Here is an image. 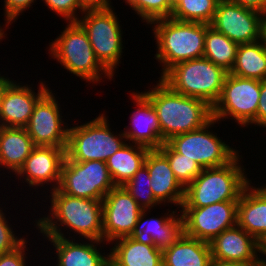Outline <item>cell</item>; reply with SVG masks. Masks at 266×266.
Wrapping results in <instances>:
<instances>
[{
	"label": "cell",
	"mask_w": 266,
	"mask_h": 266,
	"mask_svg": "<svg viewBox=\"0 0 266 266\" xmlns=\"http://www.w3.org/2000/svg\"><path fill=\"white\" fill-rule=\"evenodd\" d=\"M49 193L48 214L32 221L41 236L103 241V200L66 195L58 188Z\"/></svg>",
	"instance_id": "obj_1"
},
{
	"label": "cell",
	"mask_w": 266,
	"mask_h": 266,
	"mask_svg": "<svg viewBox=\"0 0 266 266\" xmlns=\"http://www.w3.org/2000/svg\"><path fill=\"white\" fill-rule=\"evenodd\" d=\"M142 93L151 101L158 117L163 143L207 124L212 107L204 100L174 92L160 78ZM151 89V90H150Z\"/></svg>",
	"instance_id": "obj_2"
},
{
	"label": "cell",
	"mask_w": 266,
	"mask_h": 266,
	"mask_svg": "<svg viewBox=\"0 0 266 266\" xmlns=\"http://www.w3.org/2000/svg\"><path fill=\"white\" fill-rule=\"evenodd\" d=\"M156 54L153 57L161 66V78L174 65L203 57L206 30L210 24L185 22L169 18L152 21Z\"/></svg>",
	"instance_id": "obj_3"
},
{
	"label": "cell",
	"mask_w": 266,
	"mask_h": 266,
	"mask_svg": "<svg viewBox=\"0 0 266 266\" xmlns=\"http://www.w3.org/2000/svg\"><path fill=\"white\" fill-rule=\"evenodd\" d=\"M243 157L239 153L227 165L203 169L185 188L181 208H200L217 202L238 201L252 181L246 172L248 169L242 164Z\"/></svg>",
	"instance_id": "obj_4"
},
{
	"label": "cell",
	"mask_w": 266,
	"mask_h": 266,
	"mask_svg": "<svg viewBox=\"0 0 266 266\" xmlns=\"http://www.w3.org/2000/svg\"><path fill=\"white\" fill-rule=\"evenodd\" d=\"M65 25L59 36L48 44L49 56L60 63L66 72L80 77L88 85H98L105 79L114 80L96 58L83 28L77 22H65Z\"/></svg>",
	"instance_id": "obj_5"
},
{
	"label": "cell",
	"mask_w": 266,
	"mask_h": 266,
	"mask_svg": "<svg viewBox=\"0 0 266 266\" xmlns=\"http://www.w3.org/2000/svg\"><path fill=\"white\" fill-rule=\"evenodd\" d=\"M79 122L80 125L70 124L68 129L66 156L72 161L106 162L127 142L122 130L114 133L110 128L109 117L105 112L90 121Z\"/></svg>",
	"instance_id": "obj_6"
},
{
	"label": "cell",
	"mask_w": 266,
	"mask_h": 266,
	"mask_svg": "<svg viewBox=\"0 0 266 266\" xmlns=\"http://www.w3.org/2000/svg\"><path fill=\"white\" fill-rule=\"evenodd\" d=\"M228 72L202 57L180 62L160 79L174 92L206 101L211 107L218 101Z\"/></svg>",
	"instance_id": "obj_7"
},
{
	"label": "cell",
	"mask_w": 266,
	"mask_h": 266,
	"mask_svg": "<svg viewBox=\"0 0 266 266\" xmlns=\"http://www.w3.org/2000/svg\"><path fill=\"white\" fill-rule=\"evenodd\" d=\"M115 8L86 11L76 21L86 32L95 56L101 65L114 77L122 62L123 26Z\"/></svg>",
	"instance_id": "obj_8"
},
{
	"label": "cell",
	"mask_w": 266,
	"mask_h": 266,
	"mask_svg": "<svg viewBox=\"0 0 266 266\" xmlns=\"http://www.w3.org/2000/svg\"><path fill=\"white\" fill-rule=\"evenodd\" d=\"M219 124L212 118L203 127L191 132L176 135L167 143L184 157L193 160L203 169L216 168L227 165L239 153H242L219 137L218 131H213L212 127ZM211 129V130H210ZM230 145V146H229Z\"/></svg>",
	"instance_id": "obj_9"
},
{
	"label": "cell",
	"mask_w": 266,
	"mask_h": 266,
	"mask_svg": "<svg viewBox=\"0 0 266 266\" xmlns=\"http://www.w3.org/2000/svg\"><path fill=\"white\" fill-rule=\"evenodd\" d=\"M260 96V80L242 78L228 73L221 95L212 107L217 121L234 120L240 128L256 127V113Z\"/></svg>",
	"instance_id": "obj_10"
},
{
	"label": "cell",
	"mask_w": 266,
	"mask_h": 266,
	"mask_svg": "<svg viewBox=\"0 0 266 266\" xmlns=\"http://www.w3.org/2000/svg\"><path fill=\"white\" fill-rule=\"evenodd\" d=\"M114 187L106 162H76L65 156L58 187L62 193L79 198L103 200Z\"/></svg>",
	"instance_id": "obj_11"
},
{
	"label": "cell",
	"mask_w": 266,
	"mask_h": 266,
	"mask_svg": "<svg viewBox=\"0 0 266 266\" xmlns=\"http://www.w3.org/2000/svg\"><path fill=\"white\" fill-rule=\"evenodd\" d=\"M56 94L50 88L37 101L24 127L35 146L67 148L69 124L62 116V105L58 101L61 99Z\"/></svg>",
	"instance_id": "obj_12"
},
{
	"label": "cell",
	"mask_w": 266,
	"mask_h": 266,
	"mask_svg": "<svg viewBox=\"0 0 266 266\" xmlns=\"http://www.w3.org/2000/svg\"><path fill=\"white\" fill-rule=\"evenodd\" d=\"M238 201L217 202L200 208H181L184 234L210 243L222 231L237 225Z\"/></svg>",
	"instance_id": "obj_13"
},
{
	"label": "cell",
	"mask_w": 266,
	"mask_h": 266,
	"mask_svg": "<svg viewBox=\"0 0 266 266\" xmlns=\"http://www.w3.org/2000/svg\"><path fill=\"white\" fill-rule=\"evenodd\" d=\"M263 14L237 4L220 0L210 26L240 44L262 39Z\"/></svg>",
	"instance_id": "obj_14"
},
{
	"label": "cell",
	"mask_w": 266,
	"mask_h": 266,
	"mask_svg": "<svg viewBox=\"0 0 266 266\" xmlns=\"http://www.w3.org/2000/svg\"><path fill=\"white\" fill-rule=\"evenodd\" d=\"M142 212L123 186H115L102 201L103 242L131 236Z\"/></svg>",
	"instance_id": "obj_15"
},
{
	"label": "cell",
	"mask_w": 266,
	"mask_h": 266,
	"mask_svg": "<svg viewBox=\"0 0 266 266\" xmlns=\"http://www.w3.org/2000/svg\"><path fill=\"white\" fill-rule=\"evenodd\" d=\"M65 156L66 148L35 146L24 165L15 174V180L22 181L19 184L25 182L29 188L35 189L38 195H43L42 192L39 194V191H36V189L39 190L38 188L46 189L45 193L57 189L61 180V167ZM47 187L49 188L47 189Z\"/></svg>",
	"instance_id": "obj_16"
},
{
	"label": "cell",
	"mask_w": 266,
	"mask_h": 266,
	"mask_svg": "<svg viewBox=\"0 0 266 266\" xmlns=\"http://www.w3.org/2000/svg\"><path fill=\"white\" fill-rule=\"evenodd\" d=\"M21 82V83H20ZM41 79L37 89L33 83L13 80L3 94L0 111L1 127H25L33 113L37 101L50 89L49 84ZM33 88H32V87ZM37 90V91H36ZM37 93H36V92Z\"/></svg>",
	"instance_id": "obj_17"
},
{
	"label": "cell",
	"mask_w": 266,
	"mask_h": 266,
	"mask_svg": "<svg viewBox=\"0 0 266 266\" xmlns=\"http://www.w3.org/2000/svg\"><path fill=\"white\" fill-rule=\"evenodd\" d=\"M172 209H166L167 213L160 217L155 215L151 218L148 216L151 210H143L131 237L140 243L155 245L162 251L171 247L184 233L180 210Z\"/></svg>",
	"instance_id": "obj_18"
},
{
	"label": "cell",
	"mask_w": 266,
	"mask_h": 266,
	"mask_svg": "<svg viewBox=\"0 0 266 266\" xmlns=\"http://www.w3.org/2000/svg\"><path fill=\"white\" fill-rule=\"evenodd\" d=\"M131 91H133L131 93ZM130 99L136 106L131 117V123L122 130L127 142L139 144L149 149H159L163 144L157 113L151 101L138 90H130Z\"/></svg>",
	"instance_id": "obj_19"
},
{
	"label": "cell",
	"mask_w": 266,
	"mask_h": 266,
	"mask_svg": "<svg viewBox=\"0 0 266 266\" xmlns=\"http://www.w3.org/2000/svg\"><path fill=\"white\" fill-rule=\"evenodd\" d=\"M56 251L55 266H104L109 250H102L107 243L93 239H67L43 236ZM105 244V245H104ZM102 245V246H101ZM98 247V248H97ZM104 251V252H102ZM106 251V252H105Z\"/></svg>",
	"instance_id": "obj_20"
},
{
	"label": "cell",
	"mask_w": 266,
	"mask_h": 266,
	"mask_svg": "<svg viewBox=\"0 0 266 266\" xmlns=\"http://www.w3.org/2000/svg\"><path fill=\"white\" fill-rule=\"evenodd\" d=\"M144 165L149 172L155 199L162 206H175L180 210L184 202L185 188L175 178L167 157L159 149H149Z\"/></svg>",
	"instance_id": "obj_21"
},
{
	"label": "cell",
	"mask_w": 266,
	"mask_h": 266,
	"mask_svg": "<svg viewBox=\"0 0 266 266\" xmlns=\"http://www.w3.org/2000/svg\"><path fill=\"white\" fill-rule=\"evenodd\" d=\"M210 247L212 259L246 264L263 253V245L238 225L222 231L210 242Z\"/></svg>",
	"instance_id": "obj_22"
},
{
	"label": "cell",
	"mask_w": 266,
	"mask_h": 266,
	"mask_svg": "<svg viewBox=\"0 0 266 266\" xmlns=\"http://www.w3.org/2000/svg\"><path fill=\"white\" fill-rule=\"evenodd\" d=\"M252 181L243 190L237 206V225L261 245L266 242V189Z\"/></svg>",
	"instance_id": "obj_23"
},
{
	"label": "cell",
	"mask_w": 266,
	"mask_h": 266,
	"mask_svg": "<svg viewBox=\"0 0 266 266\" xmlns=\"http://www.w3.org/2000/svg\"><path fill=\"white\" fill-rule=\"evenodd\" d=\"M35 147L31 137L24 127H1L0 126V173L15 175L24 165L25 160ZM3 168V169H2ZM12 172V174H11Z\"/></svg>",
	"instance_id": "obj_24"
},
{
	"label": "cell",
	"mask_w": 266,
	"mask_h": 266,
	"mask_svg": "<svg viewBox=\"0 0 266 266\" xmlns=\"http://www.w3.org/2000/svg\"><path fill=\"white\" fill-rule=\"evenodd\" d=\"M210 243L189 237L184 233L162 251L163 266H210Z\"/></svg>",
	"instance_id": "obj_25"
},
{
	"label": "cell",
	"mask_w": 266,
	"mask_h": 266,
	"mask_svg": "<svg viewBox=\"0 0 266 266\" xmlns=\"http://www.w3.org/2000/svg\"><path fill=\"white\" fill-rule=\"evenodd\" d=\"M108 246L109 254L123 266H163L161 249L140 243L131 236L116 239Z\"/></svg>",
	"instance_id": "obj_26"
},
{
	"label": "cell",
	"mask_w": 266,
	"mask_h": 266,
	"mask_svg": "<svg viewBox=\"0 0 266 266\" xmlns=\"http://www.w3.org/2000/svg\"><path fill=\"white\" fill-rule=\"evenodd\" d=\"M149 148L126 142L106 161L115 186H124L144 165Z\"/></svg>",
	"instance_id": "obj_27"
},
{
	"label": "cell",
	"mask_w": 266,
	"mask_h": 266,
	"mask_svg": "<svg viewBox=\"0 0 266 266\" xmlns=\"http://www.w3.org/2000/svg\"><path fill=\"white\" fill-rule=\"evenodd\" d=\"M231 74L256 80L266 79V44L261 39L238 45Z\"/></svg>",
	"instance_id": "obj_28"
},
{
	"label": "cell",
	"mask_w": 266,
	"mask_h": 266,
	"mask_svg": "<svg viewBox=\"0 0 266 266\" xmlns=\"http://www.w3.org/2000/svg\"><path fill=\"white\" fill-rule=\"evenodd\" d=\"M238 44L211 26L206 30L203 57L230 73L236 59Z\"/></svg>",
	"instance_id": "obj_29"
},
{
	"label": "cell",
	"mask_w": 266,
	"mask_h": 266,
	"mask_svg": "<svg viewBox=\"0 0 266 266\" xmlns=\"http://www.w3.org/2000/svg\"><path fill=\"white\" fill-rule=\"evenodd\" d=\"M220 0H177L173 5L171 18L185 21L210 24Z\"/></svg>",
	"instance_id": "obj_30"
},
{
	"label": "cell",
	"mask_w": 266,
	"mask_h": 266,
	"mask_svg": "<svg viewBox=\"0 0 266 266\" xmlns=\"http://www.w3.org/2000/svg\"><path fill=\"white\" fill-rule=\"evenodd\" d=\"M123 187L143 210L162 207L153 195L149 172L145 165Z\"/></svg>",
	"instance_id": "obj_31"
},
{
	"label": "cell",
	"mask_w": 266,
	"mask_h": 266,
	"mask_svg": "<svg viewBox=\"0 0 266 266\" xmlns=\"http://www.w3.org/2000/svg\"><path fill=\"white\" fill-rule=\"evenodd\" d=\"M159 150L167 157L175 178L184 188L192 183L203 170L193 160L177 153L167 142L163 143Z\"/></svg>",
	"instance_id": "obj_32"
},
{
	"label": "cell",
	"mask_w": 266,
	"mask_h": 266,
	"mask_svg": "<svg viewBox=\"0 0 266 266\" xmlns=\"http://www.w3.org/2000/svg\"><path fill=\"white\" fill-rule=\"evenodd\" d=\"M125 6H129L141 18L142 22L149 24L162 18H169L173 12V4L170 0H127Z\"/></svg>",
	"instance_id": "obj_33"
},
{
	"label": "cell",
	"mask_w": 266,
	"mask_h": 266,
	"mask_svg": "<svg viewBox=\"0 0 266 266\" xmlns=\"http://www.w3.org/2000/svg\"><path fill=\"white\" fill-rule=\"evenodd\" d=\"M4 208L6 209L5 206H0V255L14 251L27 239L25 236L16 235L17 229L14 231Z\"/></svg>",
	"instance_id": "obj_34"
},
{
	"label": "cell",
	"mask_w": 266,
	"mask_h": 266,
	"mask_svg": "<svg viewBox=\"0 0 266 266\" xmlns=\"http://www.w3.org/2000/svg\"><path fill=\"white\" fill-rule=\"evenodd\" d=\"M49 10L65 22H76L84 12L80 9L79 0H41ZM79 13V14H78Z\"/></svg>",
	"instance_id": "obj_35"
},
{
	"label": "cell",
	"mask_w": 266,
	"mask_h": 266,
	"mask_svg": "<svg viewBox=\"0 0 266 266\" xmlns=\"http://www.w3.org/2000/svg\"><path fill=\"white\" fill-rule=\"evenodd\" d=\"M37 2V0H4V24L2 25L6 29H11V26L14 22H17L19 16L23 15L22 13L26 12V10H29V8H32L31 6L34 5V3ZM10 26V27H9Z\"/></svg>",
	"instance_id": "obj_36"
},
{
	"label": "cell",
	"mask_w": 266,
	"mask_h": 266,
	"mask_svg": "<svg viewBox=\"0 0 266 266\" xmlns=\"http://www.w3.org/2000/svg\"><path fill=\"white\" fill-rule=\"evenodd\" d=\"M29 240L26 239L19 247H17L14 251L1 254L0 255V266H29L30 264L27 262L28 259V250L29 247L27 244ZM27 251V252H26ZM27 255V256H26Z\"/></svg>",
	"instance_id": "obj_37"
},
{
	"label": "cell",
	"mask_w": 266,
	"mask_h": 266,
	"mask_svg": "<svg viewBox=\"0 0 266 266\" xmlns=\"http://www.w3.org/2000/svg\"><path fill=\"white\" fill-rule=\"evenodd\" d=\"M256 127L266 130V79L260 81L259 104L256 113ZM266 134V132H265Z\"/></svg>",
	"instance_id": "obj_38"
},
{
	"label": "cell",
	"mask_w": 266,
	"mask_h": 266,
	"mask_svg": "<svg viewBox=\"0 0 266 266\" xmlns=\"http://www.w3.org/2000/svg\"><path fill=\"white\" fill-rule=\"evenodd\" d=\"M111 1L112 0H79V5L83 12L106 10L114 7Z\"/></svg>",
	"instance_id": "obj_39"
},
{
	"label": "cell",
	"mask_w": 266,
	"mask_h": 266,
	"mask_svg": "<svg viewBox=\"0 0 266 266\" xmlns=\"http://www.w3.org/2000/svg\"><path fill=\"white\" fill-rule=\"evenodd\" d=\"M230 3L255 10L261 14L266 13V0H227Z\"/></svg>",
	"instance_id": "obj_40"
},
{
	"label": "cell",
	"mask_w": 266,
	"mask_h": 266,
	"mask_svg": "<svg viewBox=\"0 0 266 266\" xmlns=\"http://www.w3.org/2000/svg\"><path fill=\"white\" fill-rule=\"evenodd\" d=\"M1 73L2 72L0 71V111H1V104L3 100V94L5 91V88L14 80L12 78L11 79L8 78V75H5V74L3 75Z\"/></svg>",
	"instance_id": "obj_41"
},
{
	"label": "cell",
	"mask_w": 266,
	"mask_h": 266,
	"mask_svg": "<svg viewBox=\"0 0 266 266\" xmlns=\"http://www.w3.org/2000/svg\"><path fill=\"white\" fill-rule=\"evenodd\" d=\"M210 266H247V264L246 263H240V262L212 259L210 262Z\"/></svg>",
	"instance_id": "obj_42"
},
{
	"label": "cell",
	"mask_w": 266,
	"mask_h": 266,
	"mask_svg": "<svg viewBox=\"0 0 266 266\" xmlns=\"http://www.w3.org/2000/svg\"><path fill=\"white\" fill-rule=\"evenodd\" d=\"M247 266H266V256L262 253L255 261L248 263Z\"/></svg>",
	"instance_id": "obj_43"
},
{
	"label": "cell",
	"mask_w": 266,
	"mask_h": 266,
	"mask_svg": "<svg viewBox=\"0 0 266 266\" xmlns=\"http://www.w3.org/2000/svg\"><path fill=\"white\" fill-rule=\"evenodd\" d=\"M104 266H123L118 263L110 254L108 255Z\"/></svg>",
	"instance_id": "obj_44"
},
{
	"label": "cell",
	"mask_w": 266,
	"mask_h": 266,
	"mask_svg": "<svg viewBox=\"0 0 266 266\" xmlns=\"http://www.w3.org/2000/svg\"><path fill=\"white\" fill-rule=\"evenodd\" d=\"M262 40L266 44V13L263 14V18H262Z\"/></svg>",
	"instance_id": "obj_45"
},
{
	"label": "cell",
	"mask_w": 266,
	"mask_h": 266,
	"mask_svg": "<svg viewBox=\"0 0 266 266\" xmlns=\"http://www.w3.org/2000/svg\"><path fill=\"white\" fill-rule=\"evenodd\" d=\"M6 32V28H3L0 24V42L4 39H6L5 37L7 36Z\"/></svg>",
	"instance_id": "obj_46"
},
{
	"label": "cell",
	"mask_w": 266,
	"mask_h": 266,
	"mask_svg": "<svg viewBox=\"0 0 266 266\" xmlns=\"http://www.w3.org/2000/svg\"><path fill=\"white\" fill-rule=\"evenodd\" d=\"M263 254L266 256V242L263 245Z\"/></svg>",
	"instance_id": "obj_47"
},
{
	"label": "cell",
	"mask_w": 266,
	"mask_h": 266,
	"mask_svg": "<svg viewBox=\"0 0 266 266\" xmlns=\"http://www.w3.org/2000/svg\"><path fill=\"white\" fill-rule=\"evenodd\" d=\"M177 0H170V2L174 5Z\"/></svg>",
	"instance_id": "obj_48"
},
{
	"label": "cell",
	"mask_w": 266,
	"mask_h": 266,
	"mask_svg": "<svg viewBox=\"0 0 266 266\" xmlns=\"http://www.w3.org/2000/svg\"><path fill=\"white\" fill-rule=\"evenodd\" d=\"M260 184H262V186L266 189V183H260Z\"/></svg>",
	"instance_id": "obj_49"
}]
</instances>
